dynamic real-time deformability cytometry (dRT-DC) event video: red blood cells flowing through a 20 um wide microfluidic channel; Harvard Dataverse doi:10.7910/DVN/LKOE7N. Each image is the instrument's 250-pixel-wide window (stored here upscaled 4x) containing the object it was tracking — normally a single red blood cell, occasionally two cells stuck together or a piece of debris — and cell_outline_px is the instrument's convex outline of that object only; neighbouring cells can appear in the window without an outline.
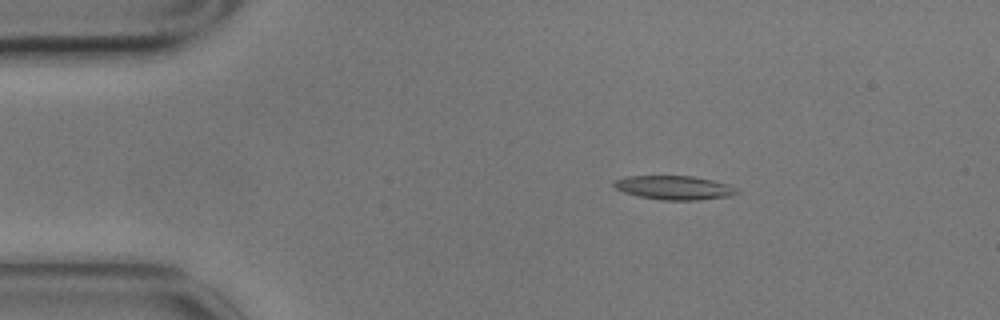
{"species": "common noctule bat (a hibernating species)", "species_latin": "Nyctalus noctula", "temperature_condition": "cold", "stored_images_in_passage": 4, "camera_frame_rate_fps": 3000, "um_per_image_px": 0.085, "animal": {"sex": "male", "body_mass_g": 17.9}, "frame": {"image": 1, "passage_image": 3, "time_ms": 0.667, "image_size_px": [1000, 320], "cell_outline_px": [[740, 192], [732, 196], [696, 200], [660, 200], [640, 196], [624, 192], [616, 188], [612, 184], [612, 180], [628, 176], [692, 176], [712, 180], [728, 184], [736, 188]], "centroid_in_image_um": [57.31, 15.95], "position_along_channel_um": 27.7, "area_um2": 17.17}}